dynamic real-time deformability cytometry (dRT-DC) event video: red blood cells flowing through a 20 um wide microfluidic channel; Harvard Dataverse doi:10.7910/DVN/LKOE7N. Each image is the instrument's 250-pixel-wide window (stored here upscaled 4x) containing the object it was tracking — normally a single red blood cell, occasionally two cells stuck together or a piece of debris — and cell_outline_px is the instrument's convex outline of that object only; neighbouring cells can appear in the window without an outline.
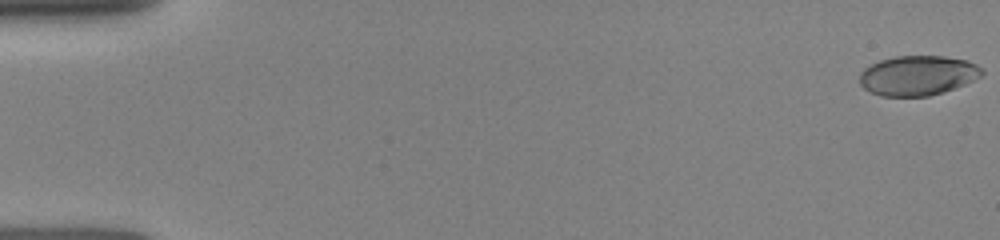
{"species": "human", "species_latin": "Homo sapiens", "temperature_condition": "room temperature", "stored_images_in_passage": 38, "camera_frame_rate_fps": 3000, "um_per_image_px": 0.085, "donor": {"sex": "female"}, "frame": {"image": 1, "passage_image": 1, "time_ms": 0.0, "image_size_px": [1000, 240], "cell_outline_px": [[984, 72], [980, 76], [964, 84], [944, 92], [928, 96], [880, 96], [864, 88], [860, 84], [860, 72], [864, 68], [880, 60], [896, 56], [944, 56], [968, 60], [984, 68]], "centroid_in_image_um": [78.02, 6.41], "position_along_channel_um": 7.0, "area_um2": 28.38}}
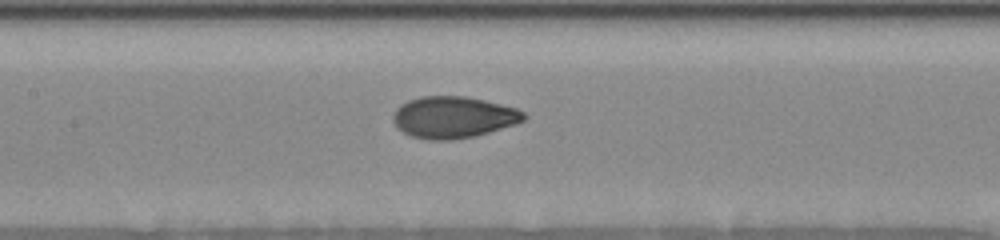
{"frame": {"image": 2, "passage_image": 19, "time_ms": 7.667, "image_size_px": [1000, 240], "cell_outline_px": [[528, 116], [524, 120], [516, 124], [476, 136], [452, 140], [428, 140], [412, 136], [396, 128], [392, 120], [392, 116], [396, 108], [400, 104], [408, 100], [420, 96], [464, 96], [484, 100], [516, 108], [524, 112]], "centroid_in_image_um": [38.51, 9.97], "position_along_channel_um": 168.9, "area_um2": 31.96}}
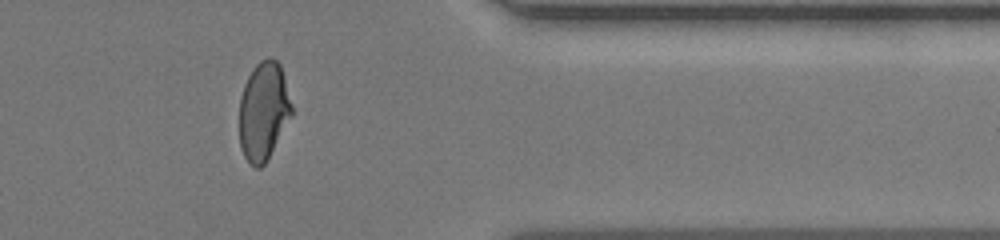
{"frame": {"image": 3, "passage_image": 32, "time_ms": 13.333, "image_size_px": [1000, 240], "cell_outline_px": [[292, 116], [268, 160], [260, 168], [256, 168], [244, 156], [240, 148], [240, 96], [244, 84], [252, 68], [260, 60], [268, 56], [272, 56], [280, 64], [292, 104]], "centroid_in_image_um": [22.41, 9.43], "position_along_channel_um": 389.0, "area_um2": 30.29}}